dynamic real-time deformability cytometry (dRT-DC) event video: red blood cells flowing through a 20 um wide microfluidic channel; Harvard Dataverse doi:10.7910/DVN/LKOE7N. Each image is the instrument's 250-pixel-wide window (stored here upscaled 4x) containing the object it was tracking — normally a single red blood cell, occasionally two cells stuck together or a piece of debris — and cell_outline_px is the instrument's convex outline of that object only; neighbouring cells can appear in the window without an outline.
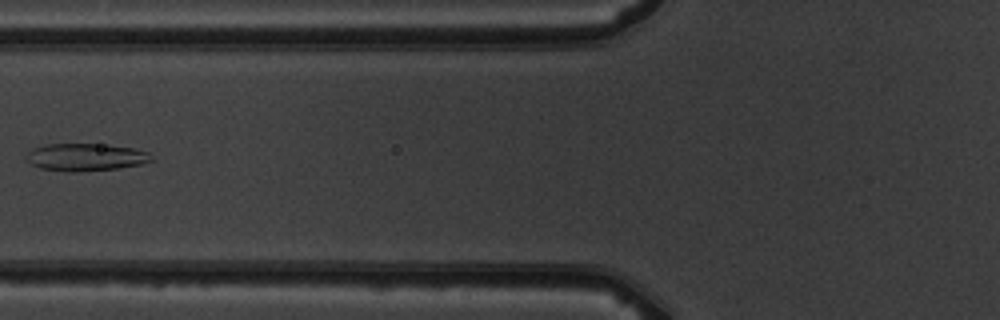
{"species": "common noctule bat (a hibernating species)", "species_latin": "Nyctalus noctula", "temperature_condition": "warm", "stored_images_in_passage": 3, "camera_frame_rate_fps": 3000, "um_per_image_px": 0.085, "animal": {"sex": "male", "body_mass_g": 19.5, "forearm_length_mm": 54.6}, "frame": {"image": 1, "passage_image": 2, "time_ms": 1.333, "image_size_px": [1000, 320], "cell_outline_px": [[152, 160], [140, 164], [116, 168], [76, 172], [68, 172], [40, 168], [32, 164], [28, 160], [28, 152], [32, 148], [44, 144], [108, 144], [136, 148], [148, 152], [152, 156]], "centroid_in_image_um": [7.29, 13.34], "position_along_channel_um": 118.5, "area_um2": 20.0}}